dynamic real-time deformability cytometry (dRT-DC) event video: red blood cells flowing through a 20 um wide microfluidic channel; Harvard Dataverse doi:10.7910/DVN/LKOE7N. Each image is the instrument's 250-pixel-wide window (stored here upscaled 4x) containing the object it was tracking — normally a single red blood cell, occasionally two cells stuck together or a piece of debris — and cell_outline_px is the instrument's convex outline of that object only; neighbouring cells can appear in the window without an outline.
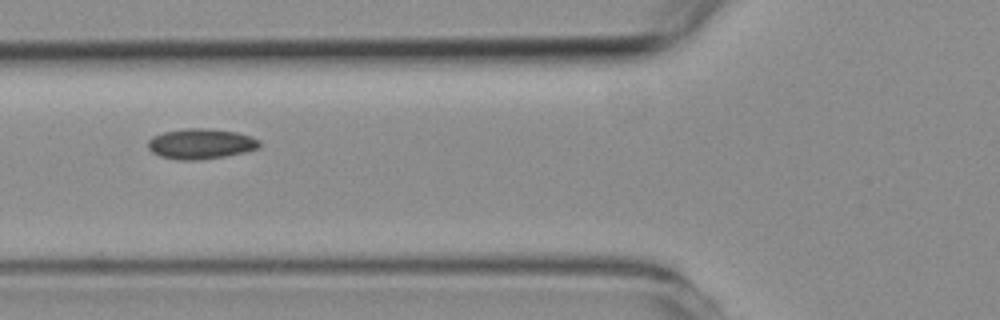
{"species": "common noctule bat (a hibernating species)", "species_latin": "Nyctalus noctula", "temperature_condition": "room temperature", "stored_images_in_passage": 10, "camera_frame_rate_fps": 3000, "um_per_image_px": 0.085, "animal": {"sex": "female", "body_mass_g": 19.3, "forearm_length_mm": 54.1}, "frame": {"image": 1, "passage_image": 5, "time_ms": 5.667, "image_size_px": [1000, 320], "cell_outline_px": [[260, 148], [244, 152], [224, 156], [196, 160], [176, 160], [160, 156], [152, 152], [148, 148], [148, 140], [152, 136], [164, 132], [188, 128], [204, 128], [236, 132], [252, 136], [260, 140]], "centroid_in_image_um": [17.07, 12.22], "position_along_channel_um": 108.7, "area_um2": 19.71}}
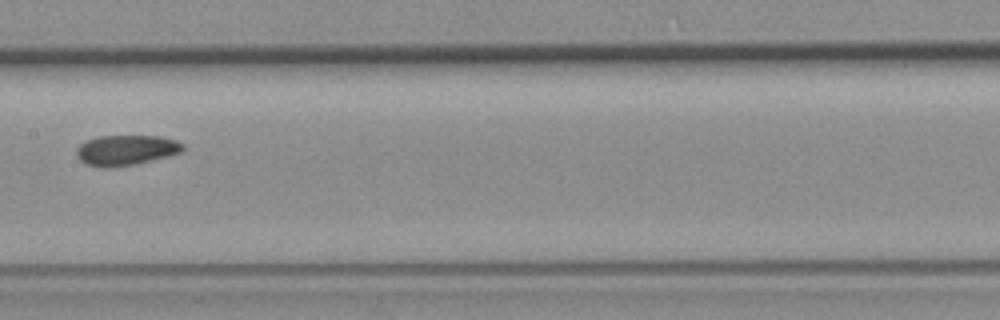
{"frame": {"image": 2, "passage_image": 7, "time_ms": 8.0, "image_size_px": [1000, 320], "cell_outline_px": [[184, 152], [152, 160], [112, 168], [100, 168], [84, 164], [76, 156], [76, 148], [80, 144], [96, 136], [156, 136], [176, 140], [184, 144]], "centroid_in_image_um": [10.69, 12.77], "position_along_channel_um": 196.7, "area_um2": 18.96}}
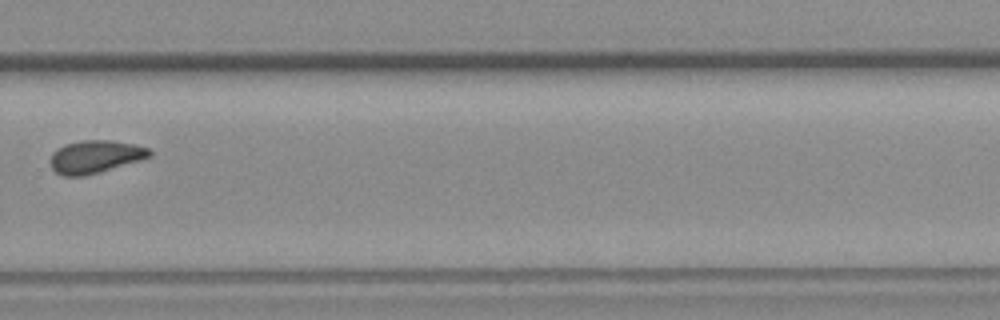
{"frame": {"image": 3, "passage_image": 10, "time_ms": 11.333, "image_size_px": [1000, 320], "cell_outline_px": [[152, 156], [140, 160], [100, 172], [84, 176], [64, 176], [56, 172], [52, 168], [48, 160], [52, 152], [56, 148], [64, 144], [84, 140], [112, 140], [136, 144], [148, 148], [152, 152]], "centroid_in_image_um": [8.07, 13.31], "position_along_channel_um": 321.7, "area_um2": 19.19}}